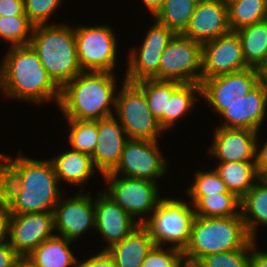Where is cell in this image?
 <instances>
[{"label": "cell", "mask_w": 267, "mask_h": 267, "mask_svg": "<svg viewBox=\"0 0 267 267\" xmlns=\"http://www.w3.org/2000/svg\"><path fill=\"white\" fill-rule=\"evenodd\" d=\"M20 153L14 158L0 153V196L11 214L53 211L61 193L52 161Z\"/></svg>", "instance_id": "cell-1"}, {"label": "cell", "mask_w": 267, "mask_h": 267, "mask_svg": "<svg viewBox=\"0 0 267 267\" xmlns=\"http://www.w3.org/2000/svg\"><path fill=\"white\" fill-rule=\"evenodd\" d=\"M0 63V91L6 98L35 104L55 101L61 88L52 80L30 45L11 46Z\"/></svg>", "instance_id": "cell-2"}, {"label": "cell", "mask_w": 267, "mask_h": 267, "mask_svg": "<svg viewBox=\"0 0 267 267\" xmlns=\"http://www.w3.org/2000/svg\"><path fill=\"white\" fill-rule=\"evenodd\" d=\"M114 75L106 71H82L66 83L58 103L64 118L97 121L113 116L117 98Z\"/></svg>", "instance_id": "cell-3"}, {"label": "cell", "mask_w": 267, "mask_h": 267, "mask_svg": "<svg viewBox=\"0 0 267 267\" xmlns=\"http://www.w3.org/2000/svg\"><path fill=\"white\" fill-rule=\"evenodd\" d=\"M29 45L60 88L82 72L78 63L74 28L70 25L49 23L34 26Z\"/></svg>", "instance_id": "cell-4"}, {"label": "cell", "mask_w": 267, "mask_h": 267, "mask_svg": "<svg viewBox=\"0 0 267 267\" xmlns=\"http://www.w3.org/2000/svg\"><path fill=\"white\" fill-rule=\"evenodd\" d=\"M253 241L240 213L217 218L196 216L183 256L185 260L199 262L210 254L251 249Z\"/></svg>", "instance_id": "cell-5"}, {"label": "cell", "mask_w": 267, "mask_h": 267, "mask_svg": "<svg viewBox=\"0 0 267 267\" xmlns=\"http://www.w3.org/2000/svg\"><path fill=\"white\" fill-rule=\"evenodd\" d=\"M196 214L191 202L175 198H162L149 218L142 224L154 244L184 251L187 247Z\"/></svg>", "instance_id": "cell-6"}, {"label": "cell", "mask_w": 267, "mask_h": 267, "mask_svg": "<svg viewBox=\"0 0 267 267\" xmlns=\"http://www.w3.org/2000/svg\"><path fill=\"white\" fill-rule=\"evenodd\" d=\"M114 112L128 139L158 140L164 132L149 109L145 93L125 79L117 93Z\"/></svg>", "instance_id": "cell-7"}, {"label": "cell", "mask_w": 267, "mask_h": 267, "mask_svg": "<svg viewBox=\"0 0 267 267\" xmlns=\"http://www.w3.org/2000/svg\"><path fill=\"white\" fill-rule=\"evenodd\" d=\"M110 25L74 27L78 63L82 71L114 73L117 66V36Z\"/></svg>", "instance_id": "cell-8"}, {"label": "cell", "mask_w": 267, "mask_h": 267, "mask_svg": "<svg viewBox=\"0 0 267 267\" xmlns=\"http://www.w3.org/2000/svg\"><path fill=\"white\" fill-rule=\"evenodd\" d=\"M103 179L108 185L103 192L132 218L137 219L140 225L149 218L148 213L151 215L162 199L156 184L158 182L124 176L119 178V175L111 173L103 175Z\"/></svg>", "instance_id": "cell-9"}, {"label": "cell", "mask_w": 267, "mask_h": 267, "mask_svg": "<svg viewBox=\"0 0 267 267\" xmlns=\"http://www.w3.org/2000/svg\"><path fill=\"white\" fill-rule=\"evenodd\" d=\"M201 58V43L182 34H175L160 58L158 80L200 84Z\"/></svg>", "instance_id": "cell-10"}, {"label": "cell", "mask_w": 267, "mask_h": 267, "mask_svg": "<svg viewBox=\"0 0 267 267\" xmlns=\"http://www.w3.org/2000/svg\"><path fill=\"white\" fill-rule=\"evenodd\" d=\"M158 141L129 139L119 164L111 174L157 182L168 168V161L162 156Z\"/></svg>", "instance_id": "cell-11"}, {"label": "cell", "mask_w": 267, "mask_h": 267, "mask_svg": "<svg viewBox=\"0 0 267 267\" xmlns=\"http://www.w3.org/2000/svg\"><path fill=\"white\" fill-rule=\"evenodd\" d=\"M152 26L145 32L140 48L131 49L124 79L138 83L143 80H158L160 58L175 33L155 19Z\"/></svg>", "instance_id": "cell-12"}, {"label": "cell", "mask_w": 267, "mask_h": 267, "mask_svg": "<svg viewBox=\"0 0 267 267\" xmlns=\"http://www.w3.org/2000/svg\"><path fill=\"white\" fill-rule=\"evenodd\" d=\"M201 59V80L250 68L244 59L241 40L236 31L203 43Z\"/></svg>", "instance_id": "cell-13"}, {"label": "cell", "mask_w": 267, "mask_h": 267, "mask_svg": "<svg viewBox=\"0 0 267 267\" xmlns=\"http://www.w3.org/2000/svg\"><path fill=\"white\" fill-rule=\"evenodd\" d=\"M201 97L216 114L221 115L226 106L239 101L258 85L255 68L201 80Z\"/></svg>", "instance_id": "cell-14"}, {"label": "cell", "mask_w": 267, "mask_h": 267, "mask_svg": "<svg viewBox=\"0 0 267 267\" xmlns=\"http://www.w3.org/2000/svg\"><path fill=\"white\" fill-rule=\"evenodd\" d=\"M62 197L53 210L55 233L59 232L56 235L74 242L87 230H95L94 198L82 192L70 198Z\"/></svg>", "instance_id": "cell-15"}, {"label": "cell", "mask_w": 267, "mask_h": 267, "mask_svg": "<svg viewBox=\"0 0 267 267\" xmlns=\"http://www.w3.org/2000/svg\"><path fill=\"white\" fill-rule=\"evenodd\" d=\"M54 230L53 211L12 214L8 241L19 256H28L43 241L54 237Z\"/></svg>", "instance_id": "cell-16"}, {"label": "cell", "mask_w": 267, "mask_h": 267, "mask_svg": "<svg viewBox=\"0 0 267 267\" xmlns=\"http://www.w3.org/2000/svg\"><path fill=\"white\" fill-rule=\"evenodd\" d=\"M230 31L228 6L222 0H199L182 35L203 44Z\"/></svg>", "instance_id": "cell-17"}, {"label": "cell", "mask_w": 267, "mask_h": 267, "mask_svg": "<svg viewBox=\"0 0 267 267\" xmlns=\"http://www.w3.org/2000/svg\"><path fill=\"white\" fill-rule=\"evenodd\" d=\"M214 130L208 149L213 158L219 162H255L257 131L221 127Z\"/></svg>", "instance_id": "cell-18"}, {"label": "cell", "mask_w": 267, "mask_h": 267, "mask_svg": "<svg viewBox=\"0 0 267 267\" xmlns=\"http://www.w3.org/2000/svg\"><path fill=\"white\" fill-rule=\"evenodd\" d=\"M95 206V230L107 245L103 250L127 237L140 224L103 191L97 194Z\"/></svg>", "instance_id": "cell-19"}, {"label": "cell", "mask_w": 267, "mask_h": 267, "mask_svg": "<svg viewBox=\"0 0 267 267\" xmlns=\"http://www.w3.org/2000/svg\"><path fill=\"white\" fill-rule=\"evenodd\" d=\"M267 87L258 84L239 101L226 106L220 115L225 120L221 128L250 129L259 132L266 117Z\"/></svg>", "instance_id": "cell-20"}, {"label": "cell", "mask_w": 267, "mask_h": 267, "mask_svg": "<svg viewBox=\"0 0 267 267\" xmlns=\"http://www.w3.org/2000/svg\"><path fill=\"white\" fill-rule=\"evenodd\" d=\"M97 130L98 142L91 157L94 166L103 176L117 167L125 143L129 139L114 115L97 120Z\"/></svg>", "instance_id": "cell-21"}, {"label": "cell", "mask_w": 267, "mask_h": 267, "mask_svg": "<svg viewBox=\"0 0 267 267\" xmlns=\"http://www.w3.org/2000/svg\"><path fill=\"white\" fill-rule=\"evenodd\" d=\"M149 231L137 226L127 237L106 249L113 257L117 267H141L154 246Z\"/></svg>", "instance_id": "cell-22"}, {"label": "cell", "mask_w": 267, "mask_h": 267, "mask_svg": "<svg viewBox=\"0 0 267 267\" xmlns=\"http://www.w3.org/2000/svg\"><path fill=\"white\" fill-rule=\"evenodd\" d=\"M50 160L53 163L58 181L63 180L73 186L84 187L85 183L89 181L88 178L97 171L90 155L73 149L61 152Z\"/></svg>", "instance_id": "cell-23"}, {"label": "cell", "mask_w": 267, "mask_h": 267, "mask_svg": "<svg viewBox=\"0 0 267 267\" xmlns=\"http://www.w3.org/2000/svg\"><path fill=\"white\" fill-rule=\"evenodd\" d=\"M240 214L249 236L258 241V225L267 227V178L260 177L240 199Z\"/></svg>", "instance_id": "cell-24"}, {"label": "cell", "mask_w": 267, "mask_h": 267, "mask_svg": "<svg viewBox=\"0 0 267 267\" xmlns=\"http://www.w3.org/2000/svg\"><path fill=\"white\" fill-rule=\"evenodd\" d=\"M71 241L55 235L43 241L28 256L39 267H78V259L70 250Z\"/></svg>", "instance_id": "cell-25"}, {"label": "cell", "mask_w": 267, "mask_h": 267, "mask_svg": "<svg viewBox=\"0 0 267 267\" xmlns=\"http://www.w3.org/2000/svg\"><path fill=\"white\" fill-rule=\"evenodd\" d=\"M215 171L227 189L241 199L260 178L255 162H217Z\"/></svg>", "instance_id": "cell-26"}, {"label": "cell", "mask_w": 267, "mask_h": 267, "mask_svg": "<svg viewBox=\"0 0 267 267\" xmlns=\"http://www.w3.org/2000/svg\"><path fill=\"white\" fill-rule=\"evenodd\" d=\"M198 94L201 96V84L198 83H182L171 94L168 99L167 113L163 114L164 133L173 128L178 120H181L190 112L191 108L196 106L194 103L200 100L199 97H196Z\"/></svg>", "instance_id": "cell-27"}, {"label": "cell", "mask_w": 267, "mask_h": 267, "mask_svg": "<svg viewBox=\"0 0 267 267\" xmlns=\"http://www.w3.org/2000/svg\"><path fill=\"white\" fill-rule=\"evenodd\" d=\"M196 216L200 217H231L240 213V199L233 193L206 196H188Z\"/></svg>", "instance_id": "cell-28"}, {"label": "cell", "mask_w": 267, "mask_h": 267, "mask_svg": "<svg viewBox=\"0 0 267 267\" xmlns=\"http://www.w3.org/2000/svg\"><path fill=\"white\" fill-rule=\"evenodd\" d=\"M242 44L243 56L250 68H256L267 54V20L236 31Z\"/></svg>", "instance_id": "cell-29"}, {"label": "cell", "mask_w": 267, "mask_h": 267, "mask_svg": "<svg viewBox=\"0 0 267 267\" xmlns=\"http://www.w3.org/2000/svg\"><path fill=\"white\" fill-rule=\"evenodd\" d=\"M198 1L163 0L160 10L153 18L171 29L175 34H182L190 22Z\"/></svg>", "instance_id": "cell-30"}, {"label": "cell", "mask_w": 267, "mask_h": 267, "mask_svg": "<svg viewBox=\"0 0 267 267\" xmlns=\"http://www.w3.org/2000/svg\"><path fill=\"white\" fill-rule=\"evenodd\" d=\"M135 84L145 93L149 109L163 129V114L167 113L168 99L182 83L148 79Z\"/></svg>", "instance_id": "cell-31"}, {"label": "cell", "mask_w": 267, "mask_h": 267, "mask_svg": "<svg viewBox=\"0 0 267 267\" xmlns=\"http://www.w3.org/2000/svg\"><path fill=\"white\" fill-rule=\"evenodd\" d=\"M267 0H238L228 5V22L231 31L266 19Z\"/></svg>", "instance_id": "cell-32"}, {"label": "cell", "mask_w": 267, "mask_h": 267, "mask_svg": "<svg viewBox=\"0 0 267 267\" xmlns=\"http://www.w3.org/2000/svg\"><path fill=\"white\" fill-rule=\"evenodd\" d=\"M69 126L70 149L92 155L98 138L97 121L65 119Z\"/></svg>", "instance_id": "cell-33"}, {"label": "cell", "mask_w": 267, "mask_h": 267, "mask_svg": "<svg viewBox=\"0 0 267 267\" xmlns=\"http://www.w3.org/2000/svg\"><path fill=\"white\" fill-rule=\"evenodd\" d=\"M33 25L27 16L0 17V38L11 46H26L30 44Z\"/></svg>", "instance_id": "cell-34"}, {"label": "cell", "mask_w": 267, "mask_h": 267, "mask_svg": "<svg viewBox=\"0 0 267 267\" xmlns=\"http://www.w3.org/2000/svg\"><path fill=\"white\" fill-rule=\"evenodd\" d=\"M194 174V183L186 188V196H206L209 194L231 193L215 169H208V171L206 170L205 172L204 170H198Z\"/></svg>", "instance_id": "cell-35"}, {"label": "cell", "mask_w": 267, "mask_h": 267, "mask_svg": "<svg viewBox=\"0 0 267 267\" xmlns=\"http://www.w3.org/2000/svg\"><path fill=\"white\" fill-rule=\"evenodd\" d=\"M251 249L214 253L203 257L198 263L202 267H250Z\"/></svg>", "instance_id": "cell-36"}, {"label": "cell", "mask_w": 267, "mask_h": 267, "mask_svg": "<svg viewBox=\"0 0 267 267\" xmlns=\"http://www.w3.org/2000/svg\"><path fill=\"white\" fill-rule=\"evenodd\" d=\"M63 0H24L25 15L33 26L48 25ZM48 21V22H47Z\"/></svg>", "instance_id": "cell-37"}, {"label": "cell", "mask_w": 267, "mask_h": 267, "mask_svg": "<svg viewBox=\"0 0 267 267\" xmlns=\"http://www.w3.org/2000/svg\"><path fill=\"white\" fill-rule=\"evenodd\" d=\"M184 260L183 251L154 245L145 257L141 267H180Z\"/></svg>", "instance_id": "cell-38"}, {"label": "cell", "mask_w": 267, "mask_h": 267, "mask_svg": "<svg viewBox=\"0 0 267 267\" xmlns=\"http://www.w3.org/2000/svg\"><path fill=\"white\" fill-rule=\"evenodd\" d=\"M78 267H117V265L109 252L102 249L98 254L79 261Z\"/></svg>", "instance_id": "cell-39"}, {"label": "cell", "mask_w": 267, "mask_h": 267, "mask_svg": "<svg viewBox=\"0 0 267 267\" xmlns=\"http://www.w3.org/2000/svg\"><path fill=\"white\" fill-rule=\"evenodd\" d=\"M26 16L24 0H0V17Z\"/></svg>", "instance_id": "cell-40"}, {"label": "cell", "mask_w": 267, "mask_h": 267, "mask_svg": "<svg viewBox=\"0 0 267 267\" xmlns=\"http://www.w3.org/2000/svg\"><path fill=\"white\" fill-rule=\"evenodd\" d=\"M11 215L6 201L0 196V244L9 242L7 239H9Z\"/></svg>", "instance_id": "cell-41"}, {"label": "cell", "mask_w": 267, "mask_h": 267, "mask_svg": "<svg viewBox=\"0 0 267 267\" xmlns=\"http://www.w3.org/2000/svg\"><path fill=\"white\" fill-rule=\"evenodd\" d=\"M258 135L256 139V151H255V165L259 177L267 178V139L264 145H260L258 142ZM261 146V147H260Z\"/></svg>", "instance_id": "cell-42"}, {"label": "cell", "mask_w": 267, "mask_h": 267, "mask_svg": "<svg viewBox=\"0 0 267 267\" xmlns=\"http://www.w3.org/2000/svg\"><path fill=\"white\" fill-rule=\"evenodd\" d=\"M18 257L9 242L0 244V267H14Z\"/></svg>", "instance_id": "cell-43"}, {"label": "cell", "mask_w": 267, "mask_h": 267, "mask_svg": "<svg viewBox=\"0 0 267 267\" xmlns=\"http://www.w3.org/2000/svg\"><path fill=\"white\" fill-rule=\"evenodd\" d=\"M256 242L251 244L250 267H267V251H257Z\"/></svg>", "instance_id": "cell-44"}, {"label": "cell", "mask_w": 267, "mask_h": 267, "mask_svg": "<svg viewBox=\"0 0 267 267\" xmlns=\"http://www.w3.org/2000/svg\"><path fill=\"white\" fill-rule=\"evenodd\" d=\"M255 69L257 72L258 84L267 87V54L263 61Z\"/></svg>", "instance_id": "cell-45"}, {"label": "cell", "mask_w": 267, "mask_h": 267, "mask_svg": "<svg viewBox=\"0 0 267 267\" xmlns=\"http://www.w3.org/2000/svg\"><path fill=\"white\" fill-rule=\"evenodd\" d=\"M152 17L160 10L163 0H142Z\"/></svg>", "instance_id": "cell-46"}, {"label": "cell", "mask_w": 267, "mask_h": 267, "mask_svg": "<svg viewBox=\"0 0 267 267\" xmlns=\"http://www.w3.org/2000/svg\"><path fill=\"white\" fill-rule=\"evenodd\" d=\"M14 267H39L29 256H19Z\"/></svg>", "instance_id": "cell-47"}, {"label": "cell", "mask_w": 267, "mask_h": 267, "mask_svg": "<svg viewBox=\"0 0 267 267\" xmlns=\"http://www.w3.org/2000/svg\"><path fill=\"white\" fill-rule=\"evenodd\" d=\"M180 267H202L198 262L183 260L180 263Z\"/></svg>", "instance_id": "cell-48"}, {"label": "cell", "mask_w": 267, "mask_h": 267, "mask_svg": "<svg viewBox=\"0 0 267 267\" xmlns=\"http://www.w3.org/2000/svg\"><path fill=\"white\" fill-rule=\"evenodd\" d=\"M222 1L228 6L230 3L236 2L238 0H222Z\"/></svg>", "instance_id": "cell-49"}]
</instances>
